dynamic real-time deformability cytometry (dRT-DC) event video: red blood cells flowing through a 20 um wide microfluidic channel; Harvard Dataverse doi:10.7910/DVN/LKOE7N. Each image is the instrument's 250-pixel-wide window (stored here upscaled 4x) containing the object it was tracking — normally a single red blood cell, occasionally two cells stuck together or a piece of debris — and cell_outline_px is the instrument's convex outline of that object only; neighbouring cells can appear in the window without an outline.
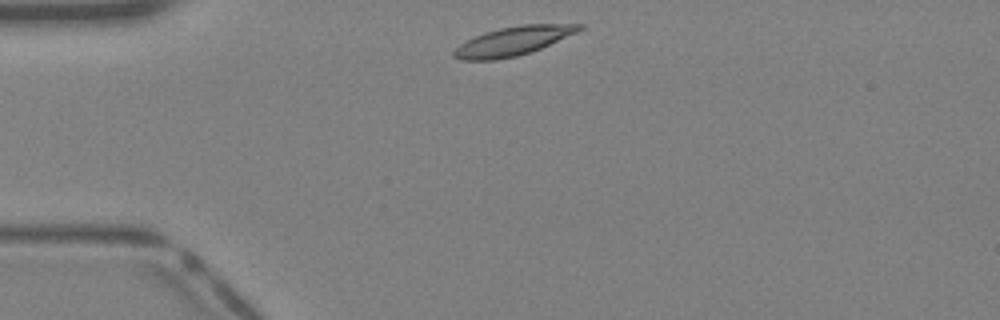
{"species": "Egyptian fruit bat (a non-hibernating species)", "species_latin": "Rousettus aegyptiacus", "temperature_condition": "warm", "stored_images_in_passage": 31, "camera_frame_rate_fps": 3000, "um_per_image_px": 0.085, "animal": {"sex": "female"}, "frame": {"image": 1, "passage_image": 1, "time_ms": 0.0, "image_size_px": [1000, 320], "cell_outline_px": [[584, 28], [576, 32], [532, 52], [516, 56], [496, 60], [460, 60], [452, 56], [452, 52], [460, 44], [476, 36], [500, 28], [524, 24], [584, 24]], "centroid_in_image_um": [43.6, 3.5], "position_along_channel_um": 41.4, "area_um2": 20.81}}
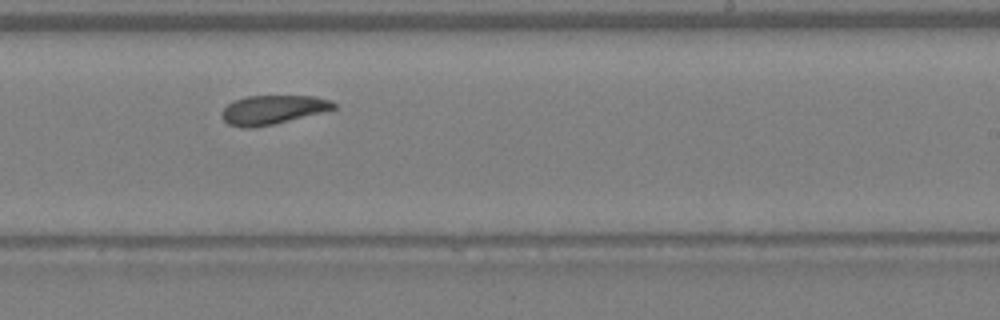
{"frame": {"image": 2, "passage_image": 16, "time_ms": 5.0, "image_size_px": [1000, 320], "cell_outline_px": [[336, 108], [272, 124], [252, 128], [240, 128], [228, 124], [220, 116], [220, 112], [232, 100], [248, 96], [312, 96], [328, 100], [336, 104]], "centroid_in_image_um": [23.08, 9.33], "position_along_channel_um": 265.9, "area_um2": 18.67}}
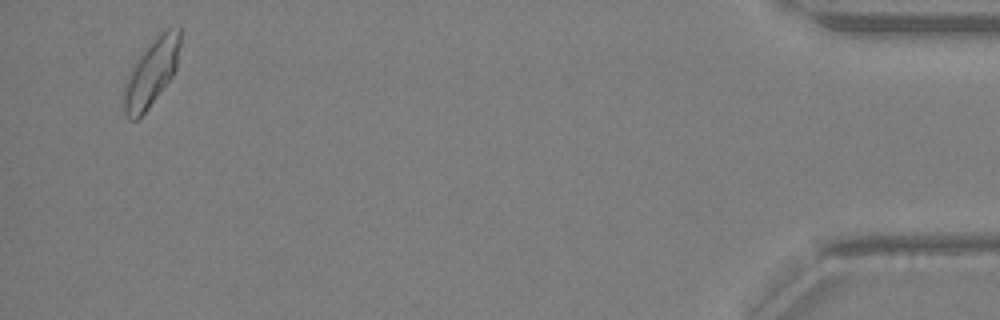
{"frame": {"image": 3, "passage_image": 30, "time_ms": 9.667, "image_size_px": [1000, 320], "cell_outline_px": [[180, 44], [176, 68], [172, 76], [148, 108], [136, 120], [128, 120], [124, 112], [124, 84], [132, 64], [152, 40], [160, 32], [168, 28], [180, 24]], "centroid_in_image_um": [12.86, 6.14], "position_along_channel_um": 422.3, "area_um2": 21.96}}